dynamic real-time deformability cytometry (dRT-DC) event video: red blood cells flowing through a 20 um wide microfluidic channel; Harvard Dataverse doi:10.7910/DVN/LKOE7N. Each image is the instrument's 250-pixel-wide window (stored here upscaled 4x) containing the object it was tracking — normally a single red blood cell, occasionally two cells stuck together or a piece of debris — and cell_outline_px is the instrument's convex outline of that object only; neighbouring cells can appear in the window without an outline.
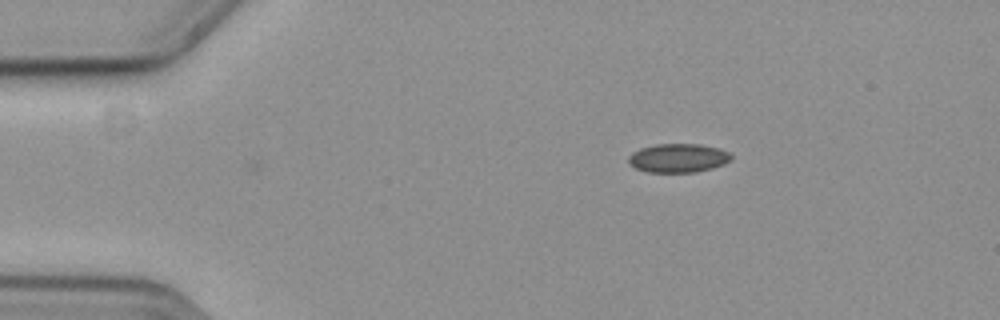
{"species": "common noctule bat (a hibernating species)", "species_latin": "Nyctalus noctula", "temperature_condition": "cold", "stored_images_in_passage": 6, "camera_frame_rate_fps": 3000, "um_per_image_px": 0.085, "animal": {"sex": "female", "body_mass_g": 19.3, "forearm_length_mm": 54.1}, "frame": {"image": 1, "passage_image": 6, "time_ms": 1.667, "image_size_px": [1000, 320], "cell_outline_px": [[732, 160], [724, 164], [712, 168], [692, 172], [648, 172], [636, 168], [628, 160], [628, 156], [632, 152], [640, 148], [656, 144], [700, 144], [720, 148], [728, 152], [732, 156]], "centroid_in_image_um": [57.66, 13.42], "position_along_channel_um": 27.3, "area_um2": 17.22}}